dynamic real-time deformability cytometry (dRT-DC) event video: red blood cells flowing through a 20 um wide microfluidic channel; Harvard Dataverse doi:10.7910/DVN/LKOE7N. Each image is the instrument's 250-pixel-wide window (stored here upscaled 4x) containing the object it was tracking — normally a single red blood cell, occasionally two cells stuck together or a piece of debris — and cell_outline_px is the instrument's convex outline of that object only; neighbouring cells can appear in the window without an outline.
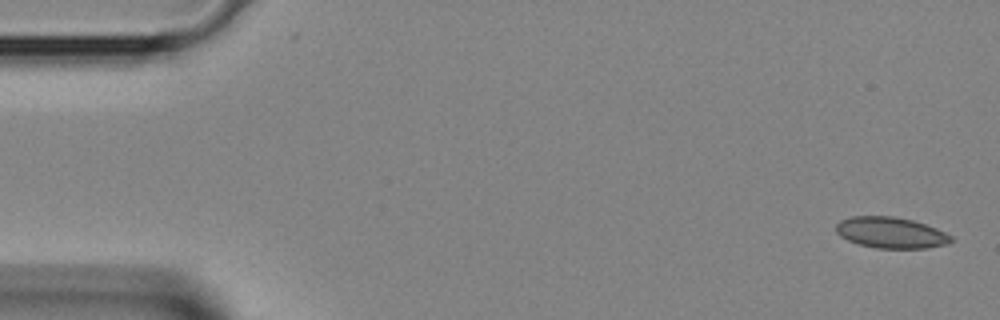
{"species": "Egyptian fruit bat (a non-hibernating species)", "species_latin": "Rousettus aegyptiacus", "temperature_condition": "room temperature", "stored_images_in_passage": 5, "camera_frame_rate_fps": 3000, "um_per_image_px": 0.085, "animal": {"sex": "female"}, "frame": {"image": 1, "passage_image": 1, "time_ms": 0.0, "image_size_px": [1000, 320], "cell_outline_px": [[956, 240], [948, 244], [928, 248], [876, 248], [860, 244], [848, 240], [840, 236], [836, 232], [836, 224], [840, 220], [852, 216], [892, 216], [912, 220], [936, 228], [952, 236]], "centroid_in_image_um": [75.75, 19.78], "position_along_channel_um": 9.3, "area_um2": 20.87}}
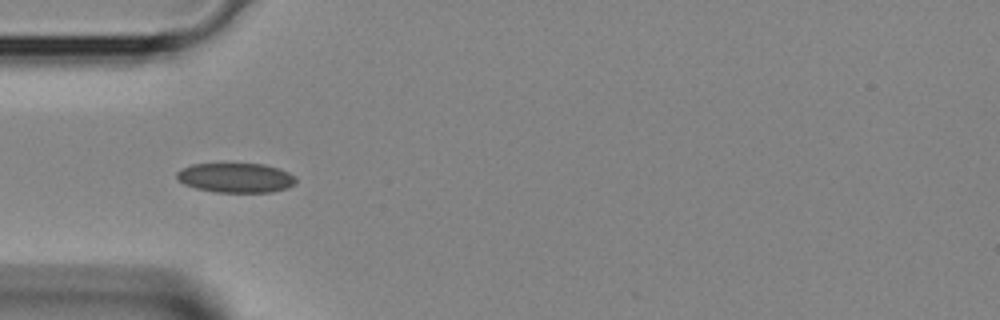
{"frame": {"image": 2, "passage_image": 4, "time_ms": 1.0, "image_size_px": [1000, 320], "cell_outline_px": [[296, 184], [288, 188], [272, 192], [216, 192], [196, 188], [184, 184], [176, 176], [176, 172], [192, 164], [264, 164], [280, 168], [296, 176]], "centroid_in_image_um": [20.1, 15.11], "position_along_channel_um": 64.9, "area_um2": 20.58}}
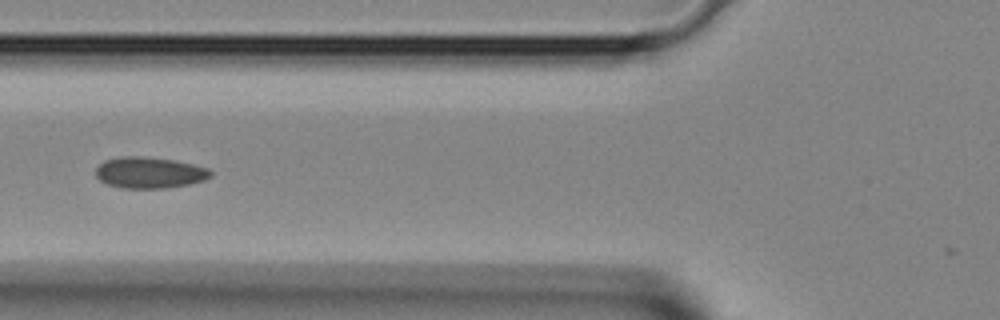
{"frame": {"image": 3, "passage_image": 5, "time_ms": 1.333, "image_size_px": [1000, 320], "cell_outline_px": [[212, 176], [204, 180], [188, 184], [168, 188], [120, 188], [108, 184], [100, 180], [96, 176], [96, 168], [104, 160], [120, 156], [140, 156], [176, 160], [208, 168], [212, 172]], "centroid_in_image_um": [12.7, 14.67], "position_along_channel_um": 113.1, "area_um2": 20.98}}